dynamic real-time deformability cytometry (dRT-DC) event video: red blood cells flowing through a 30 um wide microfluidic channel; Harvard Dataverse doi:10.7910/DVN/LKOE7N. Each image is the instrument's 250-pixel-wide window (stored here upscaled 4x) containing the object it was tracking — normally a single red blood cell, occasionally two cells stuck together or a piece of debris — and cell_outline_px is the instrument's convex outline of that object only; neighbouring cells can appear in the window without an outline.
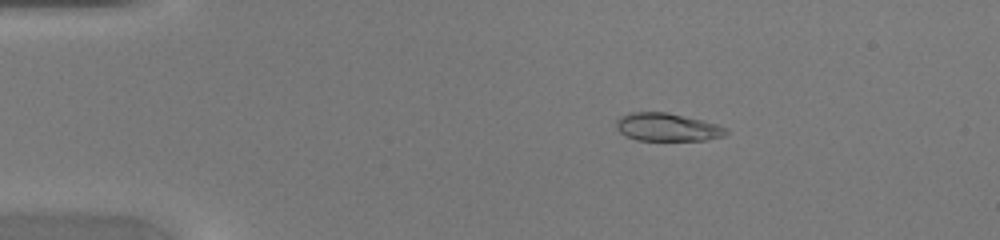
{"species": "common noctule bat (a hibernating species)", "species_latin": "Nyctalus noctula", "temperature_condition": "warm", "stored_images_in_passage": 45, "camera_frame_rate_fps": 3000, "um_per_image_px": 0.085, "animal": {"sex": "female", "body_mass_g": 20.0, "forearm_length_mm": 54.0}, "frame": {"image": 1, "passage_image": 8, "time_ms": 2.333, "image_size_px": [1000, 240], "cell_outline_px": [[728, 132], [724, 136], [704, 140], [636, 140], [624, 136], [616, 128], [616, 120], [620, 116], [632, 112], [668, 112], [716, 124], [728, 128]], "centroid_in_image_um": [56.68, 10.81], "position_along_channel_um": 28.3, "area_um2": 17.92}}
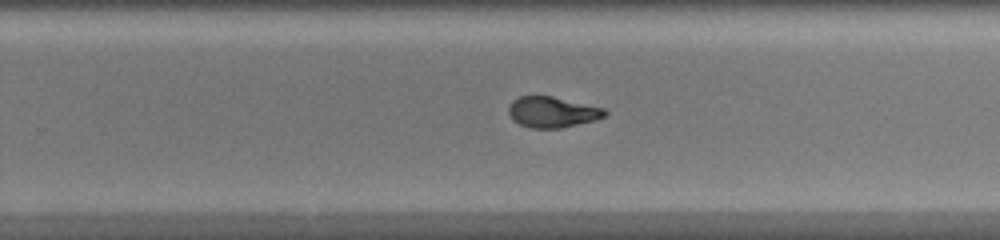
{"frame": {"image": 2, "passage_image": 29, "time_ms": 9.333, "image_size_px": [1000, 240], "cell_outline_px": [[608, 112], [604, 116], [596, 120], [560, 128], [528, 128], [512, 120], [508, 112], [508, 104], [512, 100], [520, 96], [552, 96], [604, 108]], "centroid_in_image_um": [46.91, 9.53], "position_along_channel_um": 282.9, "area_um2": 17.34}}
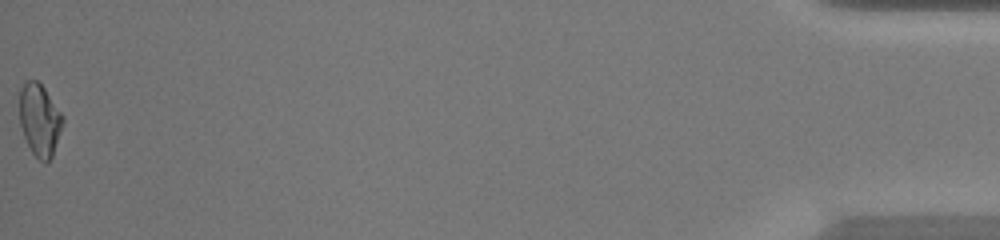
{"frame": {"image": 3, "passage_image": 45, "time_ms": 14.667, "image_size_px": [1000, 240], "cell_outline_px": [[64, 124], [52, 156], [48, 160], [40, 160], [32, 152], [24, 136], [20, 124], [20, 88], [28, 80], [36, 80], [44, 88], [64, 116]], "centroid_in_image_um": [3.39, 10.18], "position_along_channel_um": 431.8, "area_um2": 17.98}}